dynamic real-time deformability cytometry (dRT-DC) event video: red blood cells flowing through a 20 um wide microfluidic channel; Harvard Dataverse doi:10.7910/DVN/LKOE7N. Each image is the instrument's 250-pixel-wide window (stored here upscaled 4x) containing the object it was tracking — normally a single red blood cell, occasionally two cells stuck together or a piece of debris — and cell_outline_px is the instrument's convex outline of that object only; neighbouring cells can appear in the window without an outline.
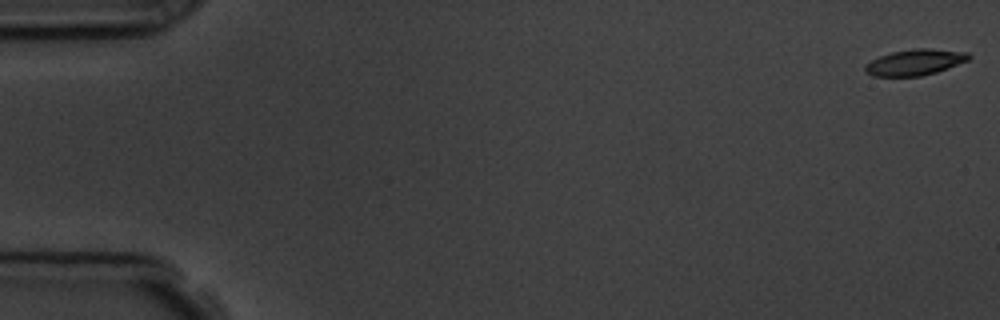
{"species": "common noctule bat (a hibernating species)", "species_latin": "Nyctalus noctula", "temperature_condition": "room temperature", "stored_images_in_passage": 9, "camera_frame_rate_fps": 3000, "um_per_image_px": 0.085, "animal": {"sex": "male", "body_mass_g": 19.5, "forearm_length_mm": 54.6}, "frame": {"image": 1, "passage_image": 1, "time_ms": 0.0, "image_size_px": [1000, 320], "cell_outline_px": [[972, 56], [968, 60], [948, 68], [936, 72], [920, 76], [872, 76], [864, 68], [864, 64], [880, 56], [892, 52], [916, 48], [928, 48], [968, 52]], "centroid_in_image_um": [77.79, 5.29], "position_along_channel_um": 7.2, "area_um2": 15.61}}
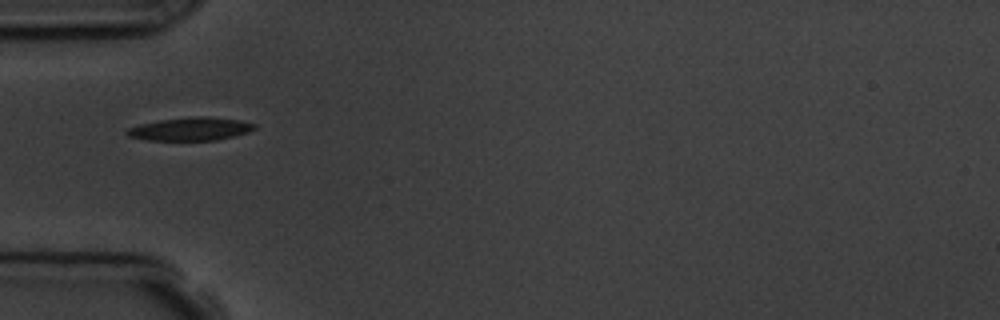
{"frame": {"image": 2, "passage_image": 6, "time_ms": 5.667, "image_size_px": [1000, 320], "cell_outline_px": [[256, 128], [248, 132], [216, 140], [148, 140], [128, 136], [124, 132], [128, 128], [140, 124], [160, 120], [196, 116], [208, 116], [240, 120], [256, 124]], "centroid_in_image_um": [16.19, 10.96], "position_along_channel_um": 68.8, "area_um2": 17.11}}